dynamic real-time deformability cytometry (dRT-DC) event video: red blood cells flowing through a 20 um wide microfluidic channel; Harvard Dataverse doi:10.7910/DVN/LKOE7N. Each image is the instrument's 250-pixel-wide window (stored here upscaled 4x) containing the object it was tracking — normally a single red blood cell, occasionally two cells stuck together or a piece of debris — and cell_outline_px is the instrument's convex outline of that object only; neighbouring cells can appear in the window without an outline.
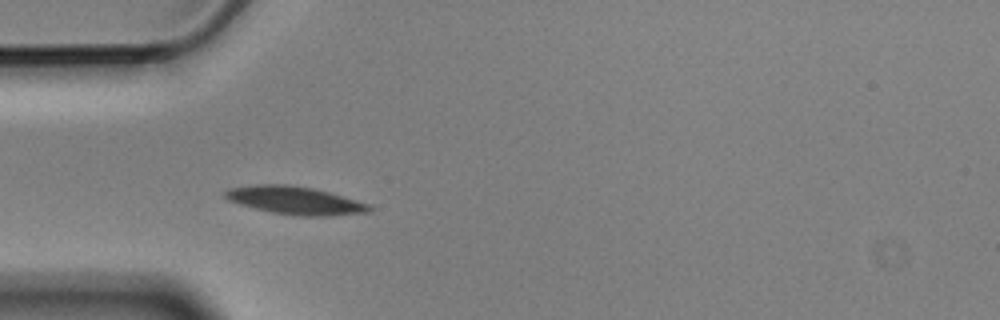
{"species": "Egyptian fruit bat (a non-hibernating species)", "species_latin": "Rousettus aegyptiacus", "temperature_condition": "cold", "stored_images_in_passage": 4, "camera_frame_rate_fps": 3000, "um_per_image_px": 0.085, "animal": {"sex": "male"}, "frame": {"image": 1, "passage_image": 3, "time_ms": 0.667, "image_size_px": [1000, 320], "cell_outline_px": [[372, 212], [332, 216], [300, 216], [272, 212], [240, 204], [228, 200], [224, 196], [224, 192], [228, 188], [256, 184], [284, 184], [312, 188], [328, 192], [356, 200], [368, 204], [372, 208]], "centroid_in_image_um": [25.08, 17.04], "position_along_channel_um": 59.9, "area_um2": 23.35}}
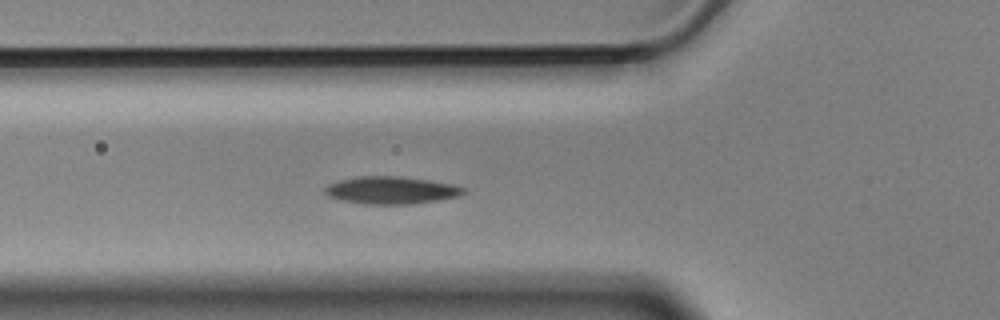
{"frame": {"image": 2, "passage_image": 4, "time_ms": 1.0, "image_size_px": [1000, 320], "cell_outline_px": [[468, 192], [460, 196], [436, 200], [408, 204], [364, 204], [340, 200], [328, 196], [324, 192], [324, 188], [328, 184], [340, 180], [360, 176], [400, 176], [428, 180], [452, 184], [464, 188]], "centroid_in_image_um": [33.24, 16.17], "position_along_channel_um": 92.6, "area_um2": 22.14}}